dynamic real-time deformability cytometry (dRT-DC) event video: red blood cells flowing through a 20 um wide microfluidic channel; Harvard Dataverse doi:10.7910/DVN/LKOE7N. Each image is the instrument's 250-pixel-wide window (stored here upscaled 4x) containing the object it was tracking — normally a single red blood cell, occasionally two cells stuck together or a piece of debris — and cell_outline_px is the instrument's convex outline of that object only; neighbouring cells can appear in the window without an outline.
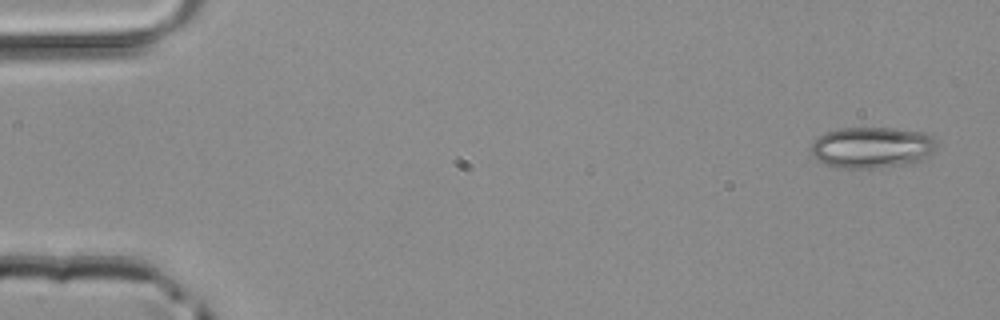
{"species": "common noctule bat (a hibernating species)", "species_latin": "Nyctalus noctula", "temperature_condition": "room temperature", "stored_images_in_passage": 47, "camera_frame_rate_fps": 3000, "um_per_image_px": 0.085, "animal": {"sex": "male", "body_mass_g": 20.4}, "frame": {"image": 1, "passage_image": 1, "time_ms": 0.0, "image_size_px": [1000, 320], "cell_outline_px": [[936, 148], [924, 160], [912, 164], [872, 168], [848, 168], [828, 164], [820, 160], [812, 152], [812, 144], [824, 132], [840, 128], [892, 128], [924, 132], [932, 136], [936, 140]], "centroid_in_image_um": [74.2, 12.52], "position_along_channel_um": 10.8, "area_um2": 30.0}}
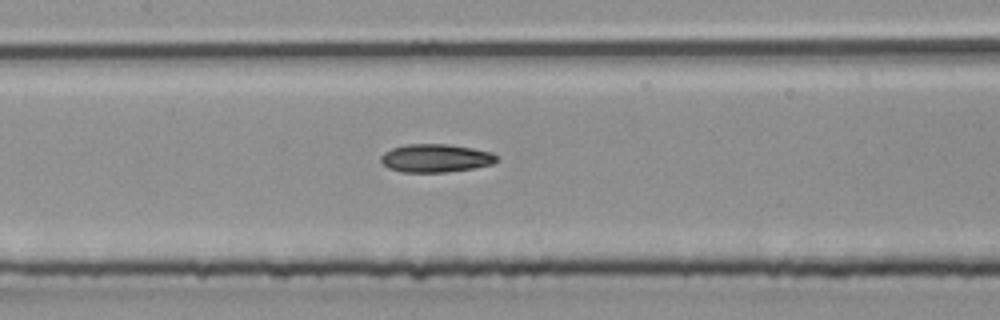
{"frame": {"image": 2, "passage_image": 22, "time_ms": 7.0, "image_size_px": [1000, 320], "cell_outline_px": [[500, 160], [492, 164], [472, 168], [444, 172], [400, 172], [388, 168], [380, 160], [380, 156], [384, 152], [392, 148], [404, 144], [452, 144], [492, 152], [500, 156]], "centroid_in_image_um": [37.05, 13.43], "position_along_channel_um": 170.3, "area_um2": 19.25}}
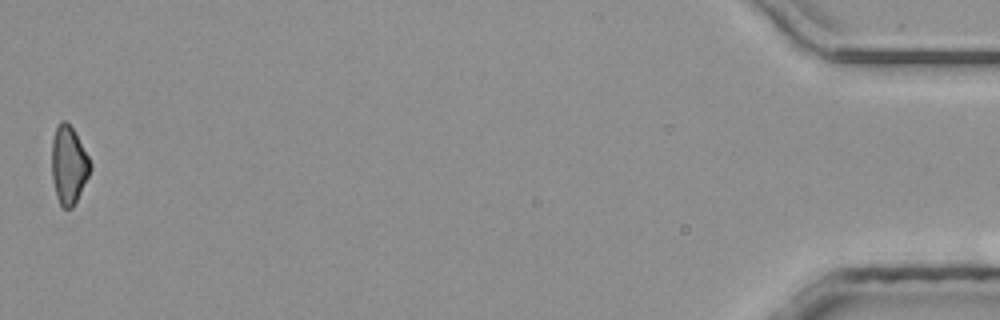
{"frame": {"image": 3, "passage_image": 47, "time_ms": 15.333, "image_size_px": [1000, 320], "cell_outline_px": [[92, 168], [72, 208], [64, 208], [60, 204], [56, 196], [52, 180], [52, 140], [56, 128], [60, 120], [64, 120], [72, 128], [88, 156], [92, 164]], "centroid_in_image_um": [5.82, 14.03], "position_along_channel_um": 429.4, "area_um2": 17.22}}